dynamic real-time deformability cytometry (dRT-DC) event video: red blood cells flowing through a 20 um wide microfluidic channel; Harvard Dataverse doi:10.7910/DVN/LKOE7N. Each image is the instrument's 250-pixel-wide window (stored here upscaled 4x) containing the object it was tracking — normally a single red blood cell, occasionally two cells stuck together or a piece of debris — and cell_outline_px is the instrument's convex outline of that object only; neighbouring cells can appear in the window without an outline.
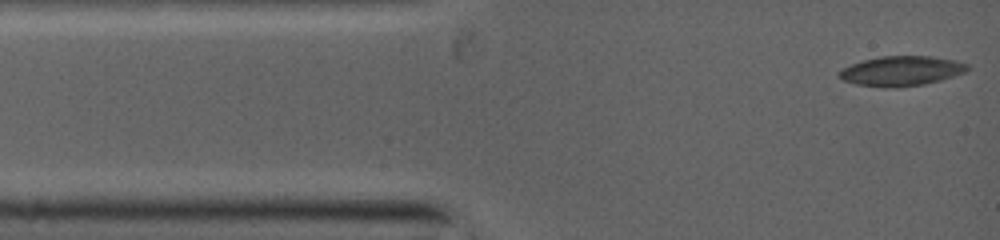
{"species": "common noctule bat (a hibernating species)", "species_latin": "Nyctalus noctula", "temperature_condition": "warm", "stored_images_in_passage": 66, "camera_frame_rate_fps": 5000, "um_per_image_px": 0.085, "animal": {"sex": "female", "body_mass_g": 19.0, "forearm_length_mm": 53.3}, "frame": {"image": 1, "passage_image": 1, "time_ms": 0.0, "image_size_px": [1000, 240], "cell_outline_px": [[972, 68], [964, 72], [940, 80], [924, 84], [896, 88], [884, 88], [856, 84], [844, 80], [836, 72], [852, 64], [864, 60], [884, 56], [928, 56], [956, 60], [968, 64]], "centroid_in_image_um": [76.64, 6.04], "position_along_channel_um": 8.4, "area_um2": 22.2}}
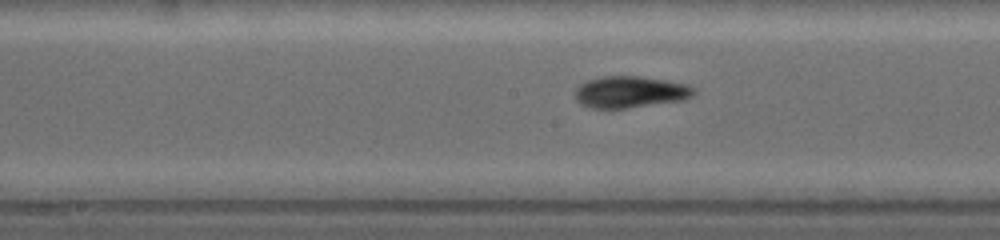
{"frame": {"image": 2, "passage_image": 28, "time_ms": 5.4, "image_size_px": [1000, 240], "cell_outline_px": [[692, 92], [688, 96], [680, 100], [624, 108], [596, 108], [584, 104], [576, 96], [576, 92], [584, 84], [592, 80], [608, 76], [636, 76], [664, 80], [688, 84], [692, 88]], "centroid_in_image_um": [53.6, 7.81], "position_along_channel_um": 194.6, "area_um2": 20.58}}
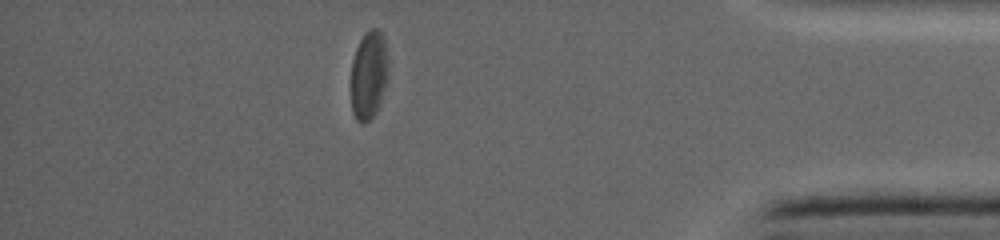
{"frame": {"image": 3, "passage_image": 56, "time_ms": 11.0, "image_size_px": [1000, 240], "cell_outline_px": [[388, 80], [376, 112], [368, 120], [356, 120], [352, 112], [352, 60], [356, 48], [360, 40], [372, 28], [376, 28], [380, 32], [384, 40], [388, 68]], "centroid_in_image_um": [31.35, 6.37], "position_along_channel_um": 403.8, "area_um2": 18.73}}